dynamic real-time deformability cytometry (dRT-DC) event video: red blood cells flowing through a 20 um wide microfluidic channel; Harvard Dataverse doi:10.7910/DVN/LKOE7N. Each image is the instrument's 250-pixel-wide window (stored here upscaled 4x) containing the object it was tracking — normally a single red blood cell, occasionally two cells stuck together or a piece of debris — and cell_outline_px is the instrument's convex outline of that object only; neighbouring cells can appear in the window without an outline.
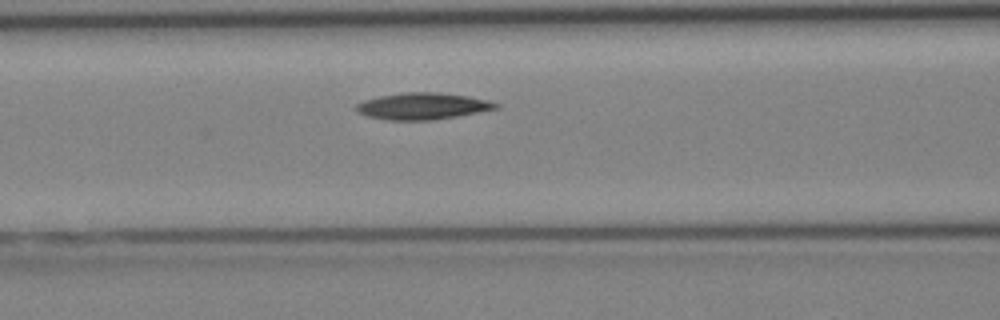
{"species": "Egyptian fruit bat (a non-hibernating species)", "species_latin": "Rousettus aegyptiacus", "temperature_condition": "cold", "stored_images_in_passage": 5, "camera_frame_rate_fps": 3000, "um_per_image_px": 0.085, "animal": {"sex": "female"}, "frame": {"image": 1, "passage_image": 5, "time_ms": 4.667, "image_size_px": [1000, 320], "cell_outline_px": [[500, 108], [456, 116], [432, 120], [388, 120], [368, 116], [356, 112], [356, 104], [364, 100], [380, 96], [404, 92], [436, 92], [468, 96], [488, 100], [500, 104]], "centroid_in_image_um": [35.92, 9.02], "position_along_channel_um": 130.7, "area_um2": 21.62}}